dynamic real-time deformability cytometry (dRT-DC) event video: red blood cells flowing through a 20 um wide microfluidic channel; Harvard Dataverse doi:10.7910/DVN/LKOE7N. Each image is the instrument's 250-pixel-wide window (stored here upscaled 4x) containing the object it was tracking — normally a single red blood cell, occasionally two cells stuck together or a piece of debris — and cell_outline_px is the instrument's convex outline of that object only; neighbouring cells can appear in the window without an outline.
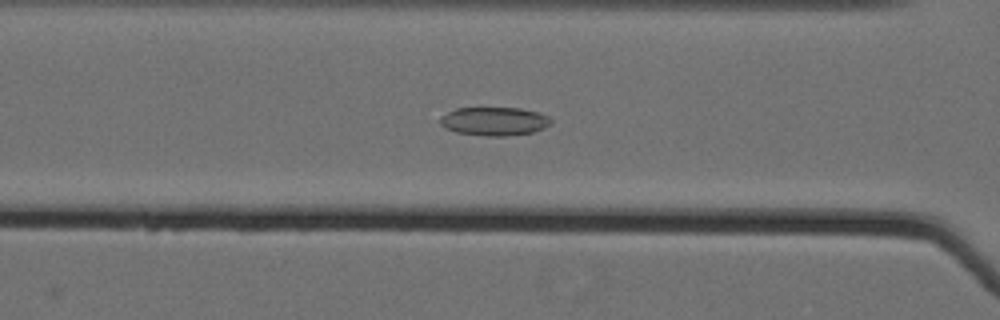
{"species": "Egyptian fruit bat (a non-hibernating species)", "species_latin": "Rousettus aegyptiacus", "temperature_condition": "cold", "stored_images_in_passage": 61, "camera_frame_rate_fps": 3000, "um_per_image_px": 0.085, "animal": {"sex": "female"}, "frame": {"image": 1, "passage_image": 30, "time_ms": 9.667, "image_size_px": [1000, 320], "cell_outline_px": [[552, 124], [544, 128], [532, 132], [504, 136], [488, 136], [456, 132], [444, 128], [440, 124], [440, 116], [456, 108], [520, 108], [536, 112], [548, 116], [552, 120]], "centroid_in_image_um": [42.0, 10.31], "position_along_channel_um": 124.6, "area_um2": 18.38}}
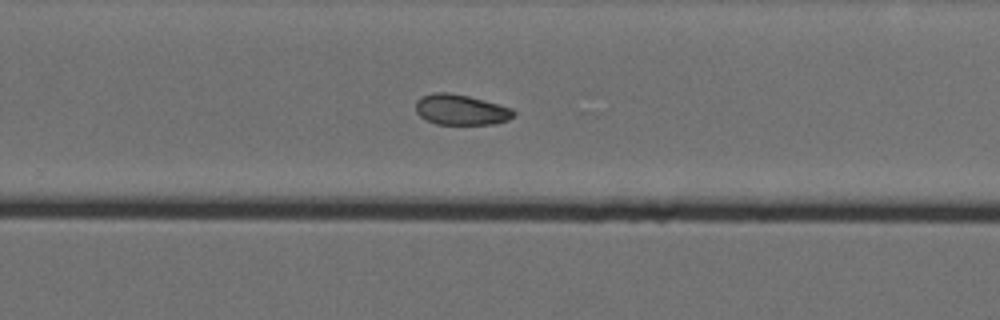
{"frame": {"image": 2, "passage_image": 44, "time_ms": 14.333, "image_size_px": [1000, 320], "cell_outline_px": [[516, 112], [508, 120], [492, 124], [436, 124], [420, 116], [416, 112], [416, 100], [420, 96], [432, 92], [448, 92], [468, 96], [500, 104], [512, 108]], "centroid_in_image_um": [39.16, 9.31], "position_along_channel_um": 290.6, "area_um2": 17.46}}
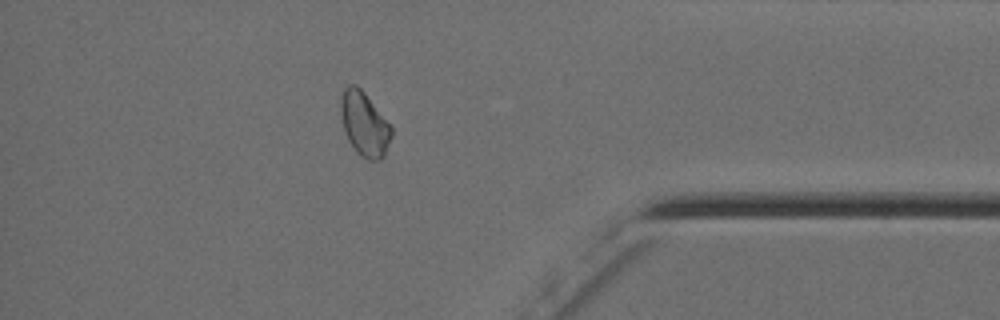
{"frame": {"image": 3, "passage_image": 55, "time_ms": 18.0, "image_size_px": [1000, 320], "cell_outline_px": [[392, 136], [384, 156], [380, 160], [368, 160], [360, 156], [356, 152], [348, 140], [344, 132], [340, 112], [340, 96], [344, 88], [348, 84], [356, 84], [364, 92], [392, 124]], "centroid_in_image_um": [30.97, 10.53], "position_along_channel_um": 404.2, "area_um2": 19.42}, "authors_computed_cell_mechanics": {"area_um2": 19.7098, "velocity_mm_per_s": 3.5772, "shape_relaxation_time_tau1_ms": null, "shape_relaxation_time_tau2_ms": 8.9569, "deformation_change_tau1": null, "deformation_change_tau2": 0.1064}}